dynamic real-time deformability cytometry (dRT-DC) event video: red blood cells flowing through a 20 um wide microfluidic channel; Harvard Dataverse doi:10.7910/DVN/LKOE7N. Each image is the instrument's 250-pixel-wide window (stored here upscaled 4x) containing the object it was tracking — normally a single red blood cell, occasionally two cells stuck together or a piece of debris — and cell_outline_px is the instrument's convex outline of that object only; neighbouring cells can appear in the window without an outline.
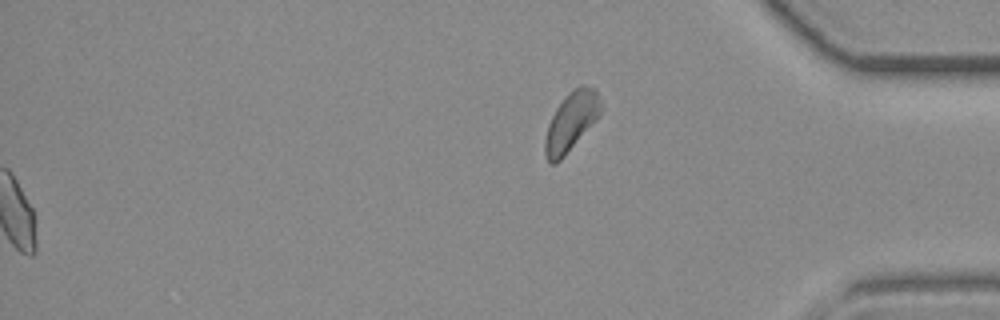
{"species": "common noctule bat (a hibernating species)", "species_latin": "Nyctalus noctula", "temperature_condition": "room temperature", "stored_images_in_passage": 40, "segment_of_instrument_passage": [2, 2], "camera_frame_rate_fps": 3000, "um_per_image_px": 0.085, "animal": {"sex": "female", "body_mass_g": 19.3, "forearm_length_mm": 54.1}, "frame": {"image": 1, "passage_image": 40, "time_ms": 13.0, "image_size_px": [1000, 320], "cell_outline_px": [[600, 116], [564, 156], [556, 164], [548, 164], [544, 152], [544, 140], [548, 124], [556, 108], [568, 92], [572, 88], [580, 84], [588, 84], [596, 88], [600, 100]], "centroid_in_image_um": [48.54, 10.31], "position_along_channel_um": 386.7, "area_um2": 19.36}}